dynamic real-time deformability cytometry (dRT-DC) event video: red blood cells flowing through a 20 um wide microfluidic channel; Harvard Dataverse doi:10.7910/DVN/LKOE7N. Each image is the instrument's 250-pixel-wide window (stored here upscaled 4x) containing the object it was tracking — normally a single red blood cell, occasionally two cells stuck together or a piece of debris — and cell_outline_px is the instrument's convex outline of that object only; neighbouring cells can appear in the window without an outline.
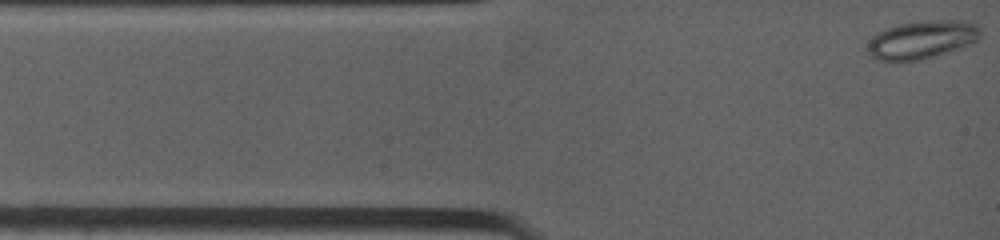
{"species": "common noctule bat (a hibernating species)", "species_latin": "Nyctalus noctula", "temperature_condition": "warm", "stored_images_in_passage": 48, "camera_frame_rate_fps": 4500, "um_per_image_px": 0.085, "animal": {"sex": "female", "body_mass_g": 19.0, "forearm_length_mm": 53.3}, "frame": {"image": 1, "passage_image": 1, "time_ms": 0.0, "image_size_px": [1000, 240], "cell_outline_px": [[980, 36], [972, 44], [936, 56], [920, 60], [880, 60], [868, 56], [868, 44], [880, 32], [888, 28], [900, 24], [928, 20], [964, 20], [976, 24], [980, 28]], "centroid_in_image_um": [78.42, 3.37], "position_along_channel_um": 6.6, "area_um2": 24.8}}
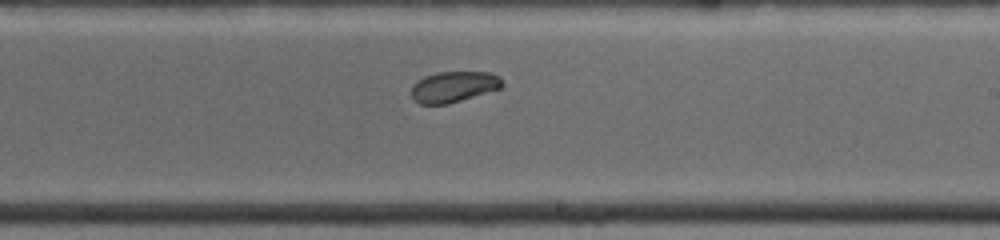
{"frame": {"image": 2, "passage_image": 34, "time_ms": 7.333, "image_size_px": [1000, 240], "cell_outline_px": [[504, 84], [500, 88], [448, 104], [420, 104], [412, 96], [412, 84], [416, 80], [424, 76], [436, 72], [488, 72], [500, 76]], "centroid_in_image_um": [38.55, 7.36], "position_along_channel_um": 250.4, "area_um2": 16.3}}
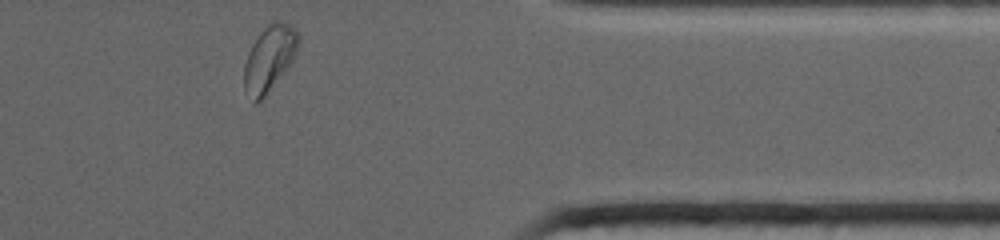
{"frame": {"image": 3, "passage_image": 48, "time_ms": 11.333, "image_size_px": [1000, 240], "cell_outline_px": [[300, 40], [296, 52], [292, 60], [264, 96], [260, 100], [256, 100], [244, 88], [244, 64], [248, 52], [252, 44], [260, 32], [272, 20], [280, 20], [296, 28], [300, 36]], "centroid_in_image_um": [22.91, 4.85], "position_along_channel_um": 388.5, "area_um2": 20.23}, "authors_computed_cell_mechanics": {"area_um2": 17.6868, "velocity_mm_per_s": 3.9488, "shape_relaxation_time_tau1_ms": 2.7293, "shape_relaxation_time_tau2_ms": null, "deformation_change_tau1": 0.0737, "deformation_change_tau2": null}}